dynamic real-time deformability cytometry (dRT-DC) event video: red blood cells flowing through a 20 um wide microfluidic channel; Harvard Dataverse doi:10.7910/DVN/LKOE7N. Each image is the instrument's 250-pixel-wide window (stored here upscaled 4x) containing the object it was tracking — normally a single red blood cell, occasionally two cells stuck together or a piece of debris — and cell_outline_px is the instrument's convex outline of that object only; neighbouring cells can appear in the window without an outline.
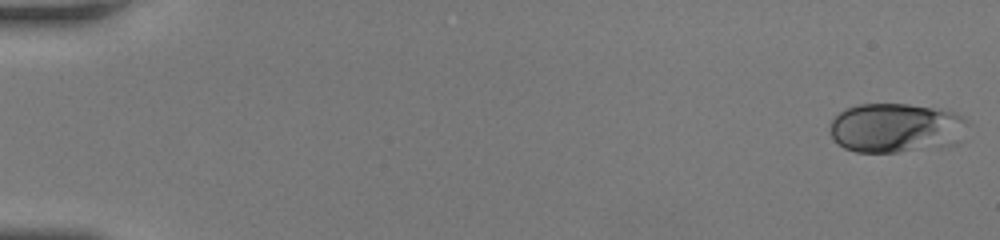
{"species": "human", "species_latin": "Homo sapiens", "temperature_condition": "room temperature", "stored_images_in_passage": 50, "camera_frame_rate_fps": 3000, "um_per_image_px": 0.085, "donor": {"sex": "female"}, "frame": {"image": 1, "passage_image": 1, "time_ms": 0.0, "image_size_px": [1000, 240], "cell_outline_px": [[968, 124], [960, 140], [956, 144], [940, 148], [896, 152], [856, 152], [844, 148], [832, 136], [832, 120], [840, 112], [848, 108], [860, 104], [908, 104], [932, 108], [952, 112], [968, 120]], "centroid_in_image_um": [76.21, 10.89], "position_along_channel_um": 8.8, "area_um2": 39.54}}
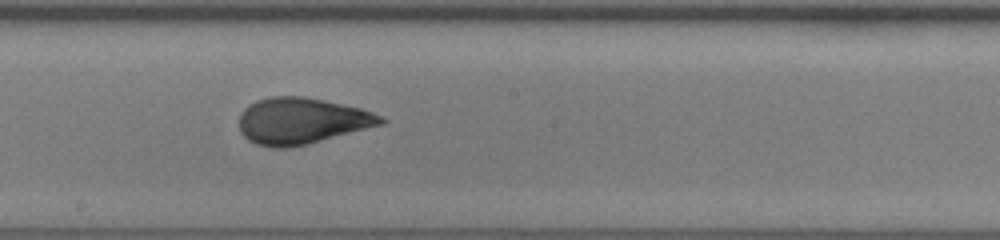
{"frame": {"image": 2, "passage_image": 29, "time_ms": 9.333, "image_size_px": [1000, 240], "cell_outline_px": [[388, 120], [384, 124], [308, 144], [288, 148], [272, 148], [256, 144], [248, 140], [240, 132], [240, 116], [244, 108], [248, 104], [256, 100], [272, 96], [304, 96], [324, 100], [360, 108], [384, 116]], "centroid_in_image_um": [25.65, 10.28], "position_along_channel_um": 222.6, "area_um2": 38.49}}
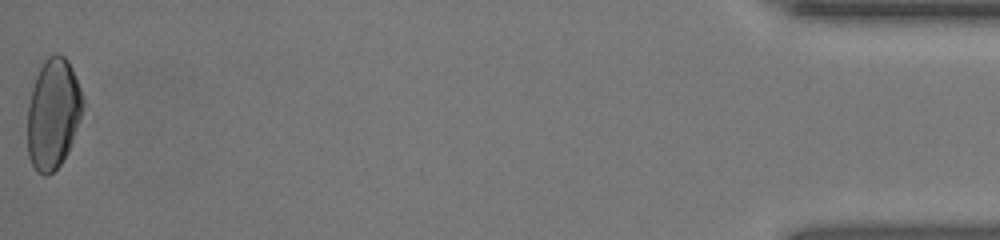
{"frame": {"image": 3, "passage_image": 50, "time_ms": 16.333, "image_size_px": [1000, 240], "cell_outline_px": [[84, 104], [80, 120], [72, 144], [68, 152], [60, 164], [48, 176], [44, 176], [36, 172], [28, 156], [28, 104], [32, 88], [36, 76], [44, 60], [48, 56], [56, 52], [64, 56], [68, 60], [72, 68], [80, 88], [84, 100]], "centroid_in_image_um": [4.52, 9.67], "position_along_channel_um": 430.7, "area_um2": 35.89}, "authors_computed_cell_mechanics": {"area_um2": 37.0787, "velocity_mm_per_s": 4.2737, "shape_relaxation_time_tau1_ms": 7.2645, "shape_relaxation_time_tau2_ms": null, "deformation_change_tau1": 0.2242, "deformation_change_tau2": null}}